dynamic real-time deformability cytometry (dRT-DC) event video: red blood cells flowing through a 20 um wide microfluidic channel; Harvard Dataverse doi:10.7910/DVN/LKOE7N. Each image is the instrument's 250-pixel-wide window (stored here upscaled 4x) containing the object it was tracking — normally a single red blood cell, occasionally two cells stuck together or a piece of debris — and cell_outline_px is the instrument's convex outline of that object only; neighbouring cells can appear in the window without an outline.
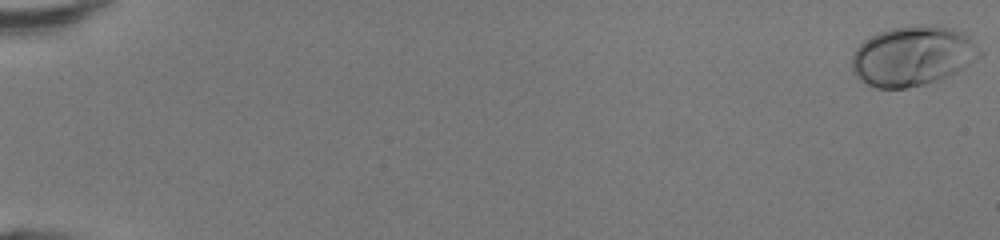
{"species": "human", "species_latin": "Homo sapiens", "temperature_condition": "room temperature", "stored_images_in_passage": 49, "camera_frame_rate_fps": 3000, "um_per_image_px": 0.085, "donor": {"sex": "female"}, "frame": {"image": 1, "passage_image": 1, "time_ms": 0.0, "image_size_px": [1000, 240], "cell_outline_px": [[984, 52], [980, 56], [964, 68], [948, 76], [924, 84], [904, 88], [876, 88], [860, 80], [856, 76], [852, 68], [852, 56], [856, 48], [864, 40], [880, 32], [892, 28], [916, 24], [936, 24], [952, 28], [968, 36]], "centroid_in_image_um": [77.59, 4.74], "position_along_channel_um": 7.4, "area_um2": 44.62}}
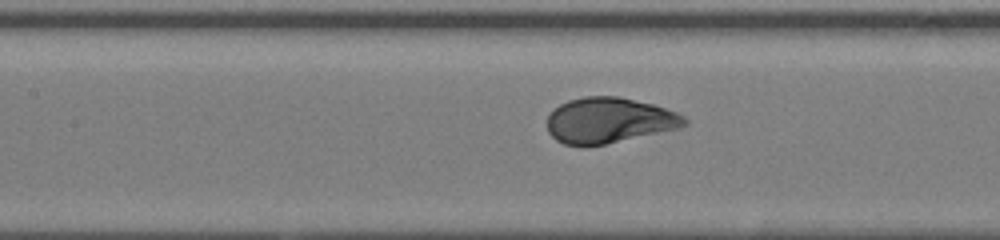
{"frame": {"image": 2, "passage_image": 25, "time_ms": 8.0, "image_size_px": [1000, 240], "cell_outline_px": [[688, 124], [680, 128], [604, 144], [564, 144], [556, 140], [548, 132], [548, 116], [560, 104], [568, 100], [584, 96], [620, 96], [652, 104], [676, 112], [684, 116], [688, 120]], "centroid_in_image_um": [51.79, 10.21], "position_along_channel_um": 155.6, "area_um2": 36.07}}
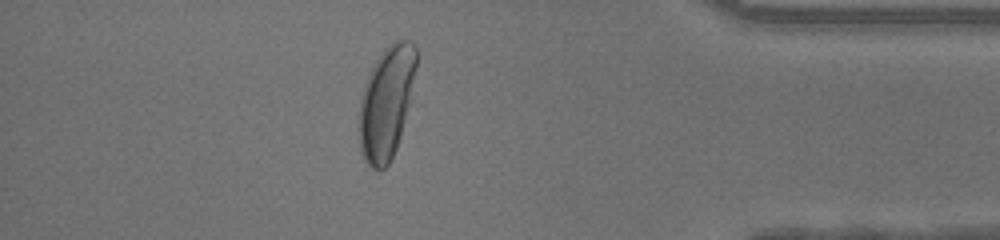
{"frame": {"image": 3, "passage_image": 44, "time_ms": 14.333, "image_size_px": [1000, 240], "cell_outline_px": [[416, 68], [412, 96], [400, 136], [396, 148], [388, 164], [384, 168], [372, 168], [364, 160], [360, 148], [356, 128], [360, 96], [364, 84], [380, 52], [388, 44], [396, 40], [408, 40], [416, 48]], "centroid_in_image_um": [32.81, 8.71], "position_along_channel_um": 402.4, "area_um2": 37.92}, "authors_computed_cell_mechanics": {"area_um2": 37.5122, "velocity_mm_per_s": 4.3209, "shape_relaxation_time_tau1_ms": 2.2798, "shape_relaxation_time_tau2_ms": null, "deformation_change_tau1": 0.1714, "deformation_change_tau2": null}}